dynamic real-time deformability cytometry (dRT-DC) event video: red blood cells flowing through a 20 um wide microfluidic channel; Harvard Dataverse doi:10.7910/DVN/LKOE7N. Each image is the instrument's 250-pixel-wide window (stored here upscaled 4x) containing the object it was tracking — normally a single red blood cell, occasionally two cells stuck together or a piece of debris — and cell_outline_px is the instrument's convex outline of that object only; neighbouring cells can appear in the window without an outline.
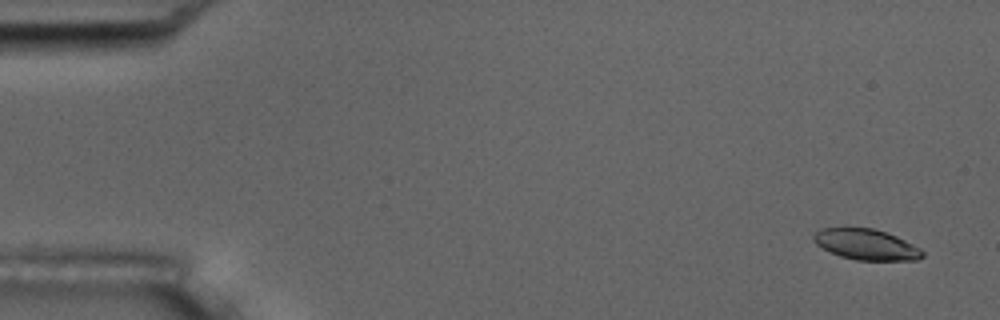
{"species": "common noctule bat (a hibernating species)", "species_latin": "Nyctalus noctula", "temperature_condition": "room temperature", "stored_images_in_passage": 5, "camera_frame_rate_fps": 3000, "um_per_image_px": 0.085, "animal": {"sex": "male", "body_mass_g": 17.5, "forearm_length_mm": 52.3}, "frame": {"image": 1, "passage_image": 1, "time_ms": 0.0, "image_size_px": [1000, 320], "cell_outline_px": [[924, 256], [916, 260], [856, 260], [840, 256], [816, 244], [812, 240], [812, 236], [820, 228], [872, 228], [896, 236], [920, 248], [924, 252]], "centroid_in_image_um": [73.62, 20.78], "position_along_channel_um": 11.4, "area_um2": 19.31}}
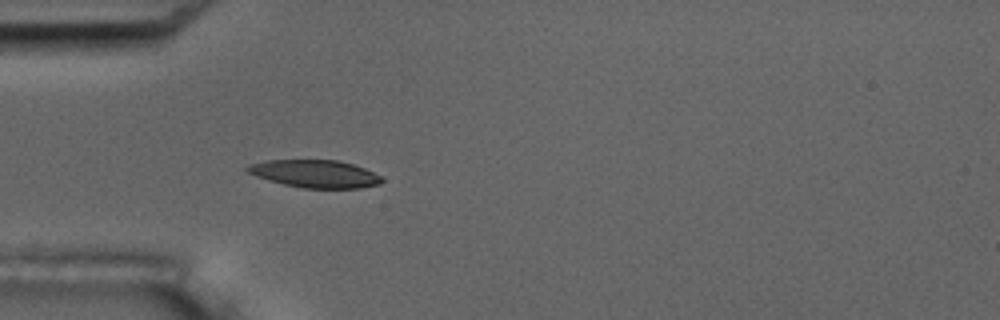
{"frame": {"image": 2, "passage_image": 5, "time_ms": 4.667, "image_size_px": [1000, 320], "cell_outline_px": [[384, 180], [380, 184], [360, 188], [304, 188], [284, 184], [268, 180], [256, 176], [248, 172], [244, 168], [252, 164], [264, 160], [336, 160], [352, 164], [364, 168], [380, 176]], "centroid_in_image_um": [26.77, 14.77], "position_along_channel_um": 58.2, "area_um2": 21.5}}